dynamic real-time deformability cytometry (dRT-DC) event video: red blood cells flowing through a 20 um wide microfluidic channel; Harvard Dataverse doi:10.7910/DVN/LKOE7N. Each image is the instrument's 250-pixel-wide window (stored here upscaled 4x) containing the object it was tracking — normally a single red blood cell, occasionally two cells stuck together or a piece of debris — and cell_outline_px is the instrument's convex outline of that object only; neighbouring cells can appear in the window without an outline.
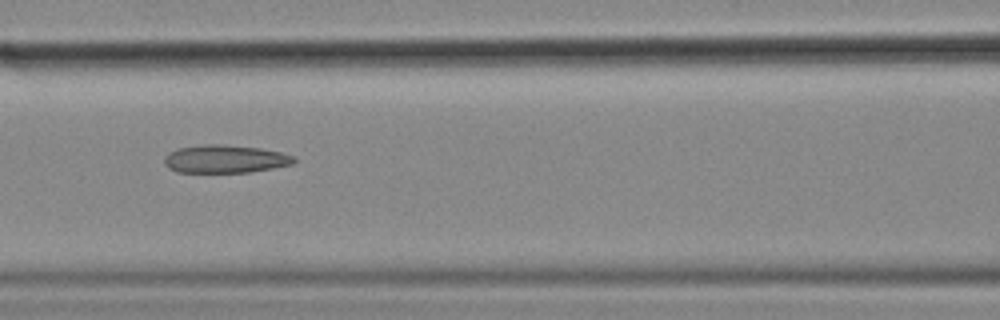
{"species": "common noctule bat (a hibernating species)", "species_latin": "Nyctalus noctula", "temperature_condition": "cold", "stored_images_in_passage": 55, "camera_frame_rate_fps": 3000, "um_per_image_px": 0.085, "animal": {"sex": "female", "body_mass_g": 18.4}, "frame": {"image": 1, "passage_image": 24, "time_ms": 7.667, "image_size_px": [1000, 320], "cell_outline_px": [[296, 160], [292, 164], [272, 168], [248, 172], [176, 172], [168, 168], [164, 164], [164, 156], [168, 152], [176, 148], [204, 144], [220, 144], [260, 148], [280, 152], [296, 156]], "centroid_in_image_um": [19.09, 13.51], "position_along_channel_um": 147.5, "area_um2": 21.27}, "authors_computed_cell_mechanics": {"area_um2": 22.7154, "velocity_mm_per_s": 3.5915, "shape_relaxation_time_tau1_ms": null, "shape_relaxation_time_tau2_ms": 4.2494, "deformation_change_tau1": null, "deformation_change_tau2": 0.1474}}